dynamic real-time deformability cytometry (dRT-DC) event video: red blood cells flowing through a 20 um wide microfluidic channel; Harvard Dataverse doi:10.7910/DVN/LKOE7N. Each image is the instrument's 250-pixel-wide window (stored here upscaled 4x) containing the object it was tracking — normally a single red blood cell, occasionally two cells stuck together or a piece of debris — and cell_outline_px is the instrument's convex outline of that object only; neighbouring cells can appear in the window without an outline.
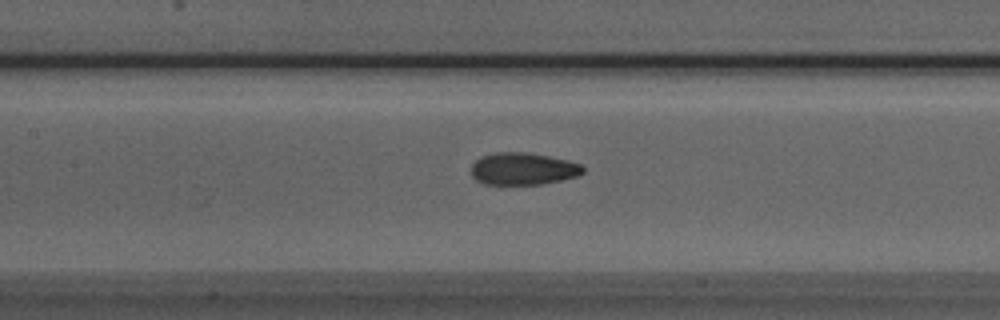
{"species": "Egyptian fruit bat (a non-hibernating species)", "species_latin": "Rousettus aegyptiacus", "temperature_condition": "room temperature", "stored_images_in_passage": 31, "camera_frame_rate_fps": 3000, "um_per_image_px": 0.085, "animal": {"sex": "male"}, "frame": {"image": 1, "passage_image": 13, "time_ms": 4.0, "image_size_px": [1000, 320], "cell_outline_px": [[584, 172], [580, 176], [540, 184], [484, 184], [476, 180], [472, 176], [472, 164], [480, 156], [496, 152], [528, 152], [568, 160], [580, 164], [584, 168]], "centroid_in_image_um": [44.46, 14.34], "position_along_channel_um": 162.9, "area_um2": 21.04}}
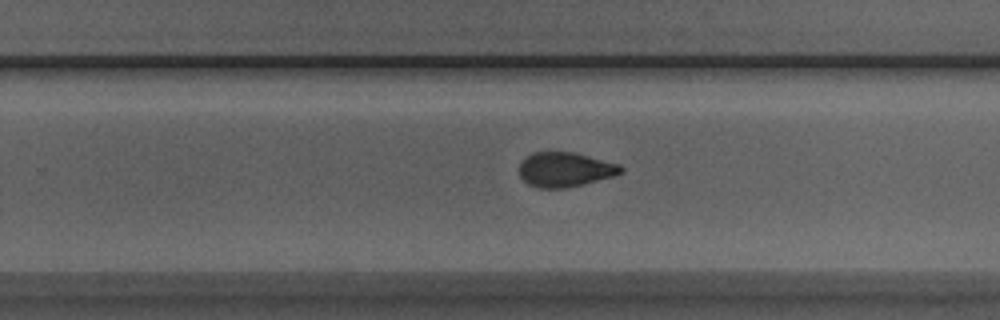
{"frame": {"image": 2, "passage_image": 22, "time_ms": 7.0, "image_size_px": [1000, 320], "cell_outline_px": [[624, 172], [612, 176], [564, 188], [536, 188], [528, 184], [520, 176], [520, 164], [532, 152], [572, 152], [620, 164], [624, 168]], "centroid_in_image_um": [48.03, 14.41], "position_along_channel_um": 281.8, "area_um2": 20.17}}
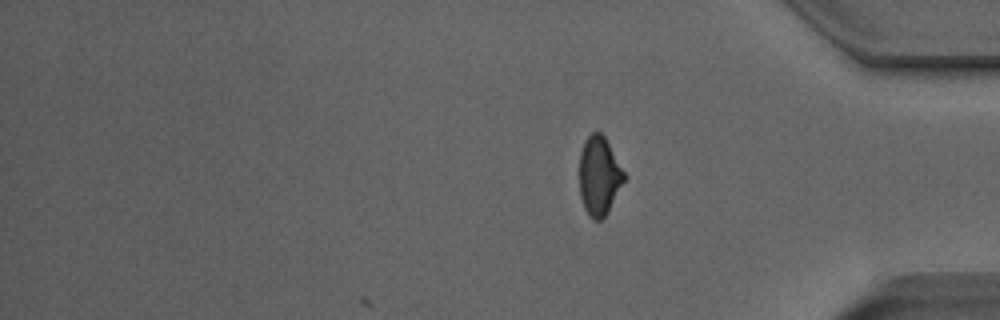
{"frame": {"image": 3, "passage_image": 31, "time_ms": 10.0, "image_size_px": [1000, 320], "cell_outline_px": [[624, 180], [608, 212], [600, 220], [592, 220], [588, 216], [584, 208], [580, 196], [580, 152], [584, 140], [592, 132], [600, 132], [604, 136], [624, 172]], "centroid_in_image_um": [50.9, 14.96], "position_along_channel_um": 384.3, "area_um2": 20.29}, "authors_computed_cell_mechanics": {"area_um2": 20.9814, "velocity_mm_per_s": 3.9801, "shape_relaxation_time_tau1_ms": 6.9972, "shape_relaxation_time_tau2_ms": 1.9546, "deformation_change_tau1": 0.1801, "deformation_change_tau2": 0.0758}}